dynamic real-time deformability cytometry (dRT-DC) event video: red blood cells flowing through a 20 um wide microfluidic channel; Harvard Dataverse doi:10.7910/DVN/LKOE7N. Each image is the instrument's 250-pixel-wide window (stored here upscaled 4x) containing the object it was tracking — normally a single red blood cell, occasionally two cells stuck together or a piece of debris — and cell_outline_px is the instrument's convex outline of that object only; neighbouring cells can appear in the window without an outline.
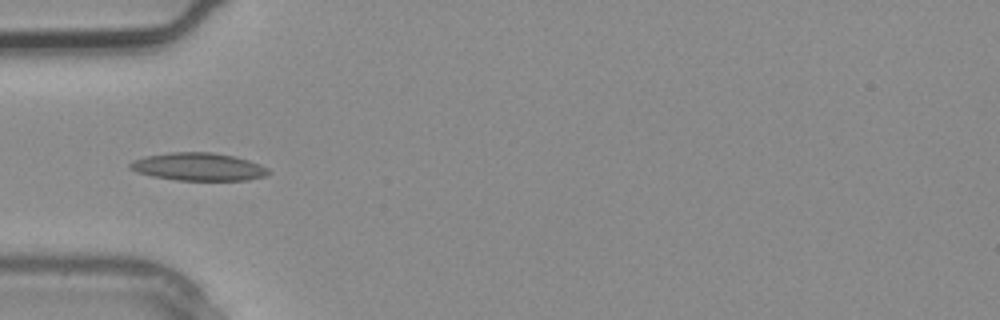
{"species": "common noctule bat (a hibernating species)", "species_latin": "Nyctalus noctula", "temperature_condition": "warm", "stored_images_in_passage": 1, "camera_frame_rate_fps": 3000, "um_per_image_px": 0.085, "animal": {"sex": "male", "body_mass_g": 20.4}, "frame": {"image": 1, "passage_image": 1, "time_ms": 0.0, "image_size_px": [1000, 320], "cell_outline_px": [[272, 172], [268, 176], [248, 180], [176, 180], [152, 176], [136, 172], [128, 168], [128, 164], [132, 160], [144, 156], [168, 152], [212, 152], [232, 156], [248, 160], [260, 164], [268, 168]], "centroid_in_image_um": [16.85, 14.17], "position_along_channel_um": 68.1, "area_um2": 22.72}}